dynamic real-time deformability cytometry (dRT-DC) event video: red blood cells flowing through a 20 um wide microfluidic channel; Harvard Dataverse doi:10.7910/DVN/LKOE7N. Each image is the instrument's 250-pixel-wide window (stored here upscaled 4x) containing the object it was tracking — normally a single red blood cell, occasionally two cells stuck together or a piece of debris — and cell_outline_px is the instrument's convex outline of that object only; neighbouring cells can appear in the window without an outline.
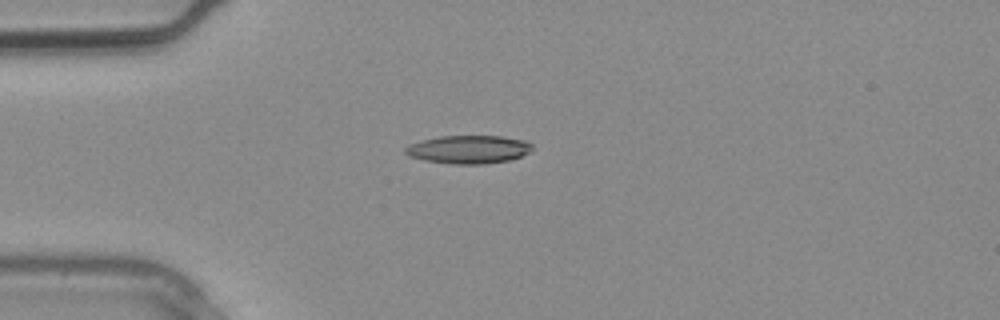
{"species": "common noctule bat (a hibernating species)", "species_latin": "Nyctalus noctula", "temperature_condition": "warm", "stored_images_in_passage": 1, "camera_frame_rate_fps": 3000, "um_per_image_px": 0.085, "animal": {"sex": "male", "body_mass_g": 20.4}, "frame": {"image": 1, "passage_image": 1, "time_ms": 0.0, "image_size_px": [1000, 320], "cell_outline_px": [[532, 148], [528, 152], [520, 156], [508, 160], [484, 164], [452, 164], [424, 160], [408, 156], [404, 152], [404, 148], [408, 144], [420, 140], [440, 136], [500, 136], [524, 140], [532, 144]], "centroid_in_image_um": [39.77, 12.7], "position_along_channel_um": 45.2, "area_um2": 20.87}}